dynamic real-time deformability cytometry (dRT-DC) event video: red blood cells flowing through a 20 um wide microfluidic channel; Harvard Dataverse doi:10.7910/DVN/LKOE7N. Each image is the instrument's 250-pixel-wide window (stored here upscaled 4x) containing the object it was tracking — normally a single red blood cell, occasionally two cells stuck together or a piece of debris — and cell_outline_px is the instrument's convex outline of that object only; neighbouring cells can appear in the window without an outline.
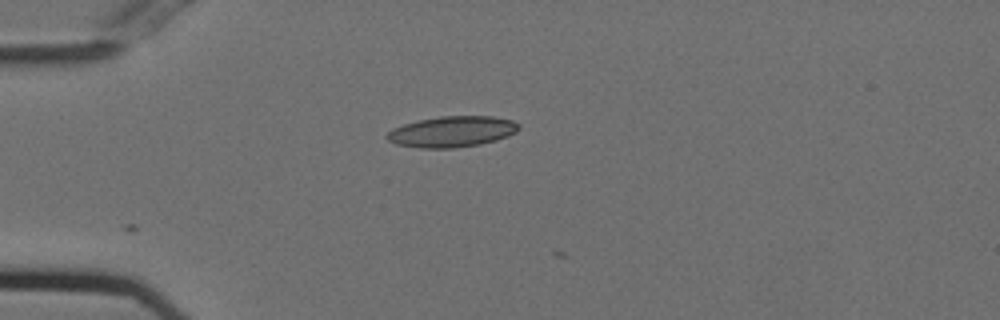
{"species": "Egyptian fruit bat (a non-hibernating species)", "species_latin": "Rousettus aegyptiacus", "temperature_condition": "cold", "stored_images_in_passage": 3, "camera_frame_rate_fps": 3000, "um_per_image_px": 0.085, "animal": {"sex": "female"}, "frame": {"image": 1, "passage_image": 1, "time_ms": 0.0, "image_size_px": [1000, 320], "cell_outline_px": [[520, 128], [516, 132], [508, 136], [496, 140], [480, 144], [452, 148], [420, 148], [396, 144], [388, 140], [384, 136], [392, 128], [404, 124], [420, 120], [440, 116], [492, 116], [512, 120], [520, 124]], "centroid_in_image_um": [38.42, 11.19], "position_along_channel_um": 46.6, "area_um2": 23.76}}